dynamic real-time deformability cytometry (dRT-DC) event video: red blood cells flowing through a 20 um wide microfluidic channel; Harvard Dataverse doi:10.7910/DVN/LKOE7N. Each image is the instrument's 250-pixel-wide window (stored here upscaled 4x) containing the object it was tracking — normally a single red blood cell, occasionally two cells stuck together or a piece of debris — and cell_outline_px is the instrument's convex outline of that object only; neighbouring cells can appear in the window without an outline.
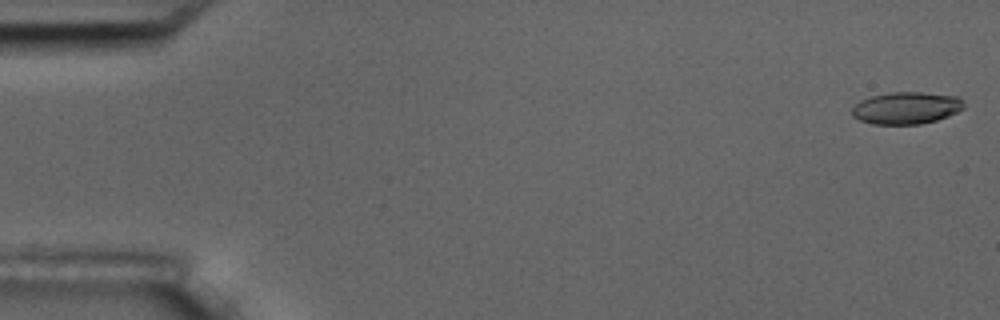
{"species": "common noctule bat (a hibernating species)", "species_latin": "Nyctalus noctula", "temperature_condition": "room temperature", "stored_images_in_passage": 5, "camera_frame_rate_fps": 3000, "um_per_image_px": 0.085, "animal": {"sex": "male", "body_mass_g": 17.5, "forearm_length_mm": 52.3}, "frame": {"image": 1, "passage_image": 1, "time_ms": 0.0, "image_size_px": [1000, 320], "cell_outline_px": [[964, 108], [948, 116], [936, 120], [920, 124], [872, 124], [860, 120], [852, 116], [852, 108], [860, 100], [872, 96], [892, 92], [924, 92], [956, 96], [964, 104]], "centroid_in_image_um": [77.02, 9.18], "position_along_channel_um": 8.0, "area_um2": 20.81}}
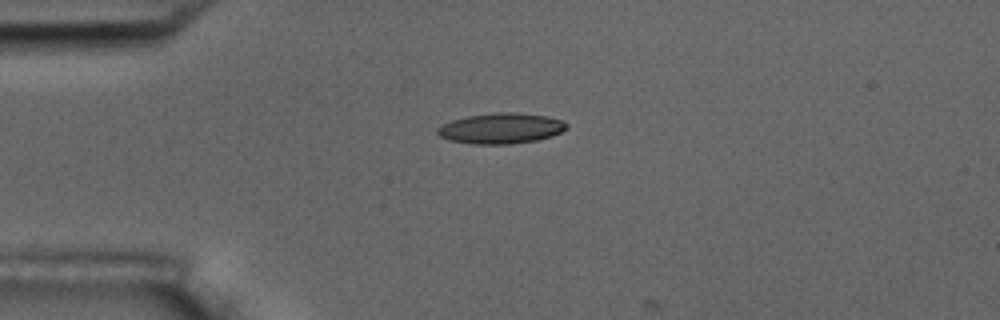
{"frame": {"image": 2, "passage_image": 4, "time_ms": 4.333, "image_size_px": [1000, 320], "cell_outline_px": [[568, 128], [552, 136], [536, 140], [512, 144], [472, 144], [448, 140], [440, 136], [436, 132], [436, 128], [452, 120], [468, 116], [496, 112], [512, 112], [548, 116], [564, 120], [568, 124]], "centroid_in_image_um": [42.6, 10.91], "position_along_channel_um": 42.4, "area_um2": 23.12}}